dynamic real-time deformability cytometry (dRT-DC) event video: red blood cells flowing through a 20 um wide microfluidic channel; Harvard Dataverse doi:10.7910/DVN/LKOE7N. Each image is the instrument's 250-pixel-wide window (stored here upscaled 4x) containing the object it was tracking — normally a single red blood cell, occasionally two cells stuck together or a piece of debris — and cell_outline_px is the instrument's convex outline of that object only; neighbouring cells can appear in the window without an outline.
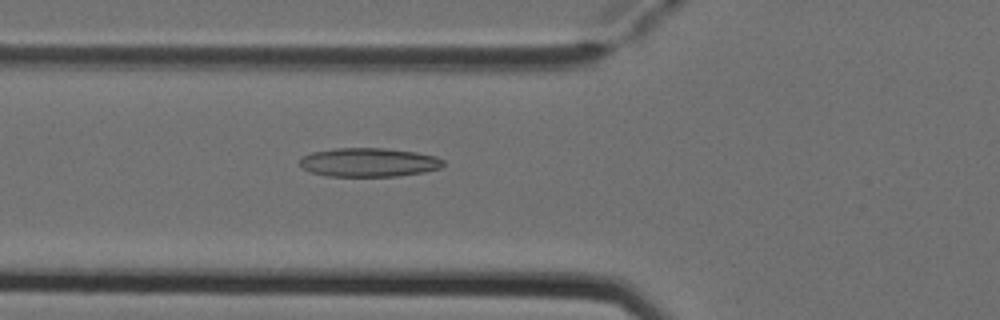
{"species": "Egyptian fruit bat (a non-hibernating species)", "species_latin": "Rousettus aegyptiacus", "temperature_condition": "cold", "stored_images_in_passage": 5, "camera_frame_rate_fps": 3000, "um_per_image_px": 0.085, "animal": {"sex": "female"}, "frame": {"image": 1, "passage_image": 5, "time_ms": 1.333, "image_size_px": [1000, 320], "cell_outline_px": [[444, 164], [440, 168], [424, 172], [396, 176], [328, 176], [312, 172], [304, 168], [300, 164], [300, 156], [312, 152], [332, 148], [384, 148], [416, 152], [436, 156], [444, 160]], "centroid_in_image_um": [31.35, 13.79], "position_along_channel_um": 94.5, "area_um2": 24.16}}